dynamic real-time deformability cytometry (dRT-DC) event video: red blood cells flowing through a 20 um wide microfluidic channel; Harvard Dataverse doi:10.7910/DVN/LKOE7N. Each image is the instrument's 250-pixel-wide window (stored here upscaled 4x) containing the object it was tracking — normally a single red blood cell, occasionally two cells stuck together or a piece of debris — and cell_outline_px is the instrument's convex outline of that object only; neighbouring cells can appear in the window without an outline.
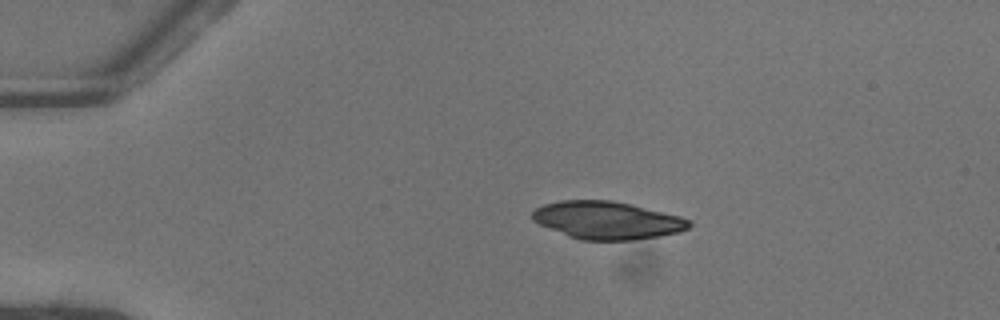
{"species": "common noctule bat (a hibernating species)", "species_latin": "Nyctalus noctula", "temperature_condition": "warm", "stored_images_in_passage": 41, "camera_frame_rate_fps": 3000, "um_per_image_px": 0.085, "animal": {"sex": "female"}, "frame": {"image": 1, "passage_image": 1, "time_ms": 0.0, "image_size_px": [1000, 320], "cell_outline_px": [[692, 224], [688, 228], [680, 232], [660, 236], [632, 240], [580, 240], [568, 236], [540, 224], [532, 220], [532, 212], [536, 208], [544, 204], [560, 200], [612, 200], [680, 216], [692, 220]], "centroid_in_image_um": [51.62, 18.72], "position_along_channel_um": 33.4, "area_um2": 34.39}}